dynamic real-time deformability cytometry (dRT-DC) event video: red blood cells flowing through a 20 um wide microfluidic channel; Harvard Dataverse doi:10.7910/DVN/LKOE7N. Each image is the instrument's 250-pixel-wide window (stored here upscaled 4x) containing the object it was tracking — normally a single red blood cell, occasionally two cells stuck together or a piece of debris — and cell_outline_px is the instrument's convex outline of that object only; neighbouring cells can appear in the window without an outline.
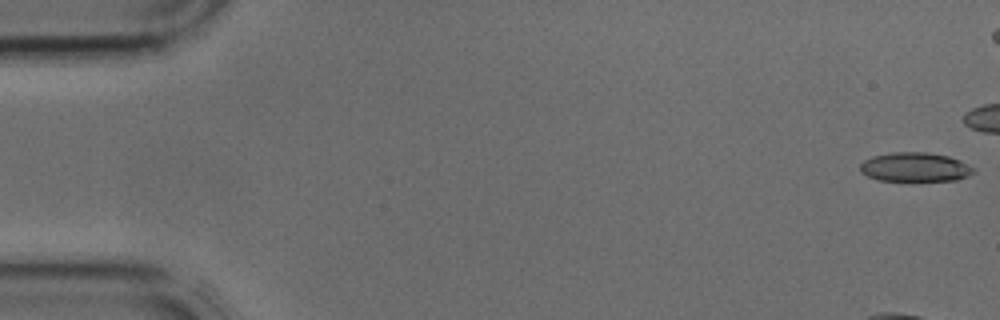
{"species": "common noctule bat (a hibernating species)", "species_latin": "Nyctalus noctula", "temperature_condition": "cold", "stored_images_in_passage": 10, "camera_frame_rate_fps": 3000, "um_per_image_px": 0.085, "animal": {"sex": "male", "body_mass_g": 17.9, "forearm_length_mm": 54.2}, "frame": {"image": 1, "passage_image": 1, "time_ms": 0.0, "image_size_px": [1000, 320], "cell_outline_px": [[976, 172], [968, 176], [956, 180], [876, 180], [860, 172], [860, 164], [864, 160], [872, 156], [892, 152], [924, 152], [948, 156], [960, 160], [972, 168]], "centroid_in_image_um": [77.75, 14.2], "position_along_channel_um": 7.3, "area_um2": 19.13}}